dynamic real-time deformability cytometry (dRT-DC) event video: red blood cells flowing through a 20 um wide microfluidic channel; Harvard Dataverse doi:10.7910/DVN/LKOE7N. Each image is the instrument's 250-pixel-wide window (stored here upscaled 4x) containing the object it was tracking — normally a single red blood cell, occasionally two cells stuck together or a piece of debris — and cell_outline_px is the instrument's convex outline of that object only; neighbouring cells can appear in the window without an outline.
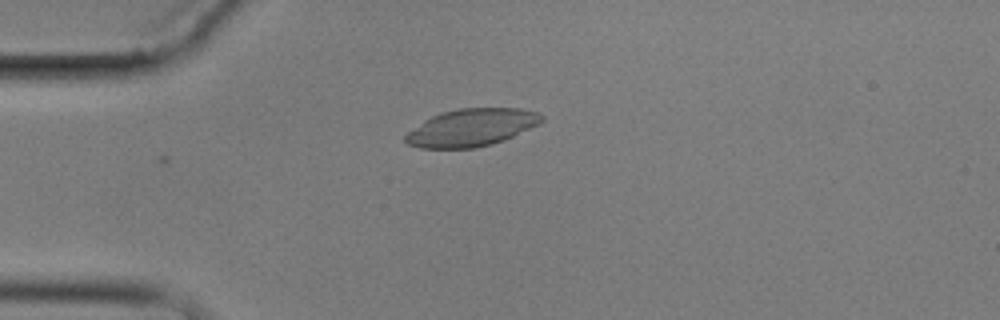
{"species": "common noctule bat (a hibernating species)", "species_latin": "Nyctalus noctula", "temperature_condition": "cold", "stored_images_in_passage": 2, "camera_frame_rate_fps": 3000, "um_per_image_px": 0.085, "animal": {"sex": "male", "body_mass_g": 17.9}, "frame": {"image": 1, "passage_image": 2, "time_ms": 1.0, "image_size_px": [1000, 320], "cell_outline_px": [[544, 120], [540, 124], [504, 140], [492, 144], [476, 148], [420, 148], [408, 144], [404, 140], [404, 136], [408, 132], [424, 120], [440, 112], [456, 108], [520, 108], [540, 112], [544, 116]], "centroid_in_image_um": [40.11, 10.83], "position_along_channel_um": 44.9, "area_um2": 30.0}}